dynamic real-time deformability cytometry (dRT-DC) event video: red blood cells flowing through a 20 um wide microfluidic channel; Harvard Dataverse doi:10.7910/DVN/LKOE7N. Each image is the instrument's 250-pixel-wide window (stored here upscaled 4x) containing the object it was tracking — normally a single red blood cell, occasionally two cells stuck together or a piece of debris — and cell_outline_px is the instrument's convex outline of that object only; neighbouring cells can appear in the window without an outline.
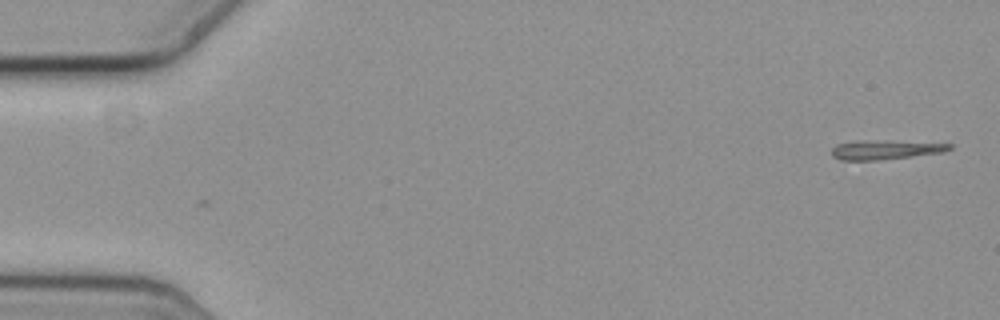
{"species": "common noctule bat (a hibernating species)", "species_latin": "Nyctalus noctula", "temperature_condition": "cold", "stored_images_in_passage": 4, "camera_frame_rate_fps": 3000, "um_per_image_px": 0.085, "animal": {"sex": "female", "body_mass_g": 19.3, "forearm_length_mm": 54.1}, "frame": {"image": 1, "passage_image": 4, "time_ms": 1.0, "image_size_px": [1000, 320], "cell_outline_px": [[952, 148], [944, 152], [876, 160], [840, 160], [832, 156], [832, 148], [836, 144], [860, 140], [884, 140], [952, 144]], "centroid_in_image_um": [75.22, 12.71], "position_along_channel_um": 9.8, "area_um2": 13.18}}